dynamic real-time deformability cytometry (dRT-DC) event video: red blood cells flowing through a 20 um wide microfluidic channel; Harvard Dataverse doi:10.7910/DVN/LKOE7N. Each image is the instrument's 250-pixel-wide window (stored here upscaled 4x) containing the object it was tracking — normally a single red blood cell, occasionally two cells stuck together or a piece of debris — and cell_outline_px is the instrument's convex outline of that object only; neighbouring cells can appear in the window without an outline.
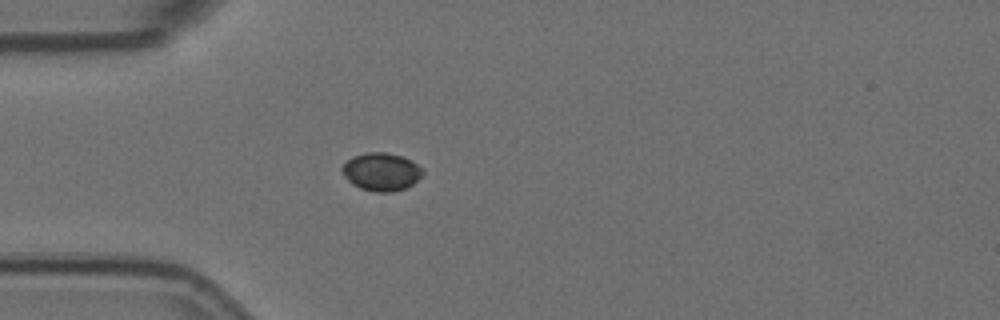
{"species": "Egyptian fruit bat (a non-hibernating species)", "species_latin": "Rousettus aegyptiacus", "temperature_condition": "room temperature", "stored_images_in_passage": 6, "camera_frame_rate_fps": 3000, "um_per_image_px": 0.085, "animal": {"sex": "female"}, "frame": {"image": 1, "passage_image": 4, "time_ms": 1.0, "image_size_px": [1000, 320], "cell_outline_px": [[424, 172], [412, 184], [404, 188], [392, 192], [376, 192], [360, 188], [352, 184], [344, 176], [340, 168], [352, 156], [368, 152], [384, 152], [404, 156], [424, 168]], "centroid_in_image_um": [32.41, 14.59], "position_along_channel_um": 52.6, "area_um2": 17.86}}
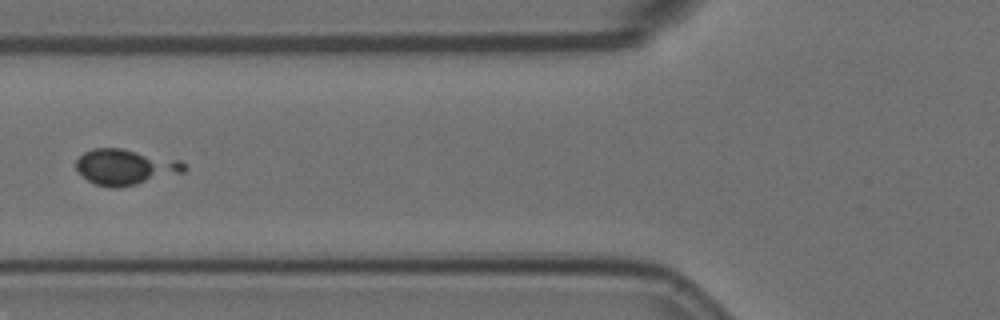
{"frame": {"image": 2, "passage_image": 6, "time_ms": 1.667, "image_size_px": [1000, 320], "cell_outline_px": [[184, 172], [136, 184], [116, 188], [96, 184], [88, 180], [76, 168], [76, 160], [84, 152], [92, 148], [120, 148], [180, 160], [184, 164]], "centroid_in_image_um": [10.62, 14.18], "position_along_channel_um": 115.2, "area_um2": 22.02}}